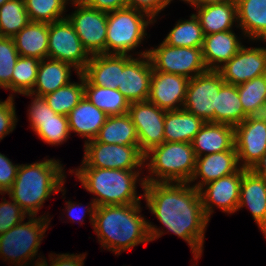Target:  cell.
Listing matches in <instances>:
<instances>
[{"label":"cell","mask_w":266,"mask_h":266,"mask_svg":"<svg viewBox=\"0 0 266 266\" xmlns=\"http://www.w3.org/2000/svg\"><path fill=\"white\" fill-rule=\"evenodd\" d=\"M7 1H9V0H0V7Z\"/></svg>","instance_id":"cell-53"},{"label":"cell","mask_w":266,"mask_h":266,"mask_svg":"<svg viewBox=\"0 0 266 266\" xmlns=\"http://www.w3.org/2000/svg\"><path fill=\"white\" fill-rule=\"evenodd\" d=\"M204 32L195 14L189 20H179L163 40L172 47L202 48Z\"/></svg>","instance_id":"cell-34"},{"label":"cell","mask_w":266,"mask_h":266,"mask_svg":"<svg viewBox=\"0 0 266 266\" xmlns=\"http://www.w3.org/2000/svg\"><path fill=\"white\" fill-rule=\"evenodd\" d=\"M19 57L13 38L0 37V87L11 89V77Z\"/></svg>","instance_id":"cell-40"},{"label":"cell","mask_w":266,"mask_h":266,"mask_svg":"<svg viewBox=\"0 0 266 266\" xmlns=\"http://www.w3.org/2000/svg\"><path fill=\"white\" fill-rule=\"evenodd\" d=\"M153 21L147 14L131 7L108 12L106 54L128 55L141 44L147 35L146 27Z\"/></svg>","instance_id":"cell-6"},{"label":"cell","mask_w":266,"mask_h":266,"mask_svg":"<svg viewBox=\"0 0 266 266\" xmlns=\"http://www.w3.org/2000/svg\"><path fill=\"white\" fill-rule=\"evenodd\" d=\"M140 212V203L96 207L93 228L101 246L120 255V252L164 234Z\"/></svg>","instance_id":"cell-2"},{"label":"cell","mask_w":266,"mask_h":266,"mask_svg":"<svg viewBox=\"0 0 266 266\" xmlns=\"http://www.w3.org/2000/svg\"><path fill=\"white\" fill-rule=\"evenodd\" d=\"M248 120H255L266 123V102L259 105L247 117Z\"/></svg>","instance_id":"cell-47"},{"label":"cell","mask_w":266,"mask_h":266,"mask_svg":"<svg viewBox=\"0 0 266 266\" xmlns=\"http://www.w3.org/2000/svg\"><path fill=\"white\" fill-rule=\"evenodd\" d=\"M29 22L24 0H9L0 7V37H14Z\"/></svg>","instance_id":"cell-36"},{"label":"cell","mask_w":266,"mask_h":266,"mask_svg":"<svg viewBox=\"0 0 266 266\" xmlns=\"http://www.w3.org/2000/svg\"><path fill=\"white\" fill-rule=\"evenodd\" d=\"M59 160L44 159L33 164L19 165L16 179L6 192L29 216H36L43 203L55 192L65 194V170Z\"/></svg>","instance_id":"cell-3"},{"label":"cell","mask_w":266,"mask_h":266,"mask_svg":"<svg viewBox=\"0 0 266 266\" xmlns=\"http://www.w3.org/2000/svg\"><path fill=\"white\" fill-rule=\"evenodd\" d=\"M143 199L152 214L190 246L194 259L201 257L205 229L210 221L206 216L200 191L189 183H145Z\"/></svg>","instance_id":"cell-1"},{"label":"cell","mask_w":266,"mask_h":266,"mask_svg":"<svg viewBox=\"0 0 266 266\" xmlns=\"http://www.w3.org/2000/svg\"><path fill=\"white\" fill-rule=\"evenodd\" d=\"M12 38L19 56L48 58L49 23L30 21Z\"/></svg>","instance_id":"cell-28"},{"label":"cell","mask_w":266,"mask_h":266,"mask_svg":"<svg viewBox=\"0 0 266 266\" xmlns=\"http://www.w3.org/2000/svg\"><path fill=\"white\" fill-rule=\"evenodd\" d=\"M84 96L108 116L128 113L130 102L118 89L84 85Z\"/></svg>","instance_id":"cell-33"},{"label":"cell","mask_w":266,"mask_h":266,"mask_svg":"<svg viewBox=\"0 0 266 266\" xmlns=\"http://www.w3.org/2000/svg\"><path fill=\"white\" fill-rule=\"evenodd\" d=\"M224 82L220 73L215 70H207L190 79L183 109L205 122L214 123L217 95Z\"/></svg>","instance_id":"cell-12"},{"label":"cell","mask_w":266,"mask_h":266,"mask_svg":"<svg viewBox=\"0 0 266 266\" xmlns=\"http://www.w3.org/2000/svg\"><path fill=\"white\" fill-rule=\"evenodd\" d=\"M222 79L229 84L239 85L266 74V48L245 47L217 70Z\"/></svg>","instance_id":"cell-17"},{"label":"cell","mask_w":266,"mask_h":266,"mask_svg":"<svg viewBox=\"0 0 266 266\" xmlns=\"http://www.w3.org/2000/svg\"><path fill=\"white\" fill-rule=\"evenodd\" d=\"M244 112L249 115L266 102V74L237 85Z\"/></svg>","instance_id":"cell-39"},{"label":"cell","mask_w":266,"mask_h":266,"mask_svg":"<svg viewBox=\"0 0 266 266\" xmlns=\"http://www.w3.org/2000/svg\"><path fill=\"white\" fill-rule=\"evenodd\" d=\"M229 0H188L187 3L191 4L194 7H201L211 4H218V3H224Z\"/></svg>","instance_id":"cell-50"},{"label":"cell","mask_w":266,"mask_h":266,"mask_svg":"<svg viewBox=\"0 0 266 266\" xmlns=\"http://www.w3.org/2000/svg\"><path fill=\"white\" fill-rule=\"evenodd\" d=\"M43 258H39V260L35 261L36 263L35 266H48V263L46 262L47 260L43 259ZM39 261V262H38Z\"/></svg>","instance_id":"cell-51"},{"label":"cell","mask_w":266,"mask_h":266,"mask_svg":"<svg viewBox=\"0 0 266 266\" xmlns=\"http://www.w3.org/2000/svg\"><path fill=\"white\" fill-rule=\"evenodd\" d=\"M90 57L67 18L49 23V59L69 63L81 73Z\"/></svg>","instance_id":"cell-10"},{"label":"cell","mask_w":266,"mask_h":266,"mask_svg":"<svg viewBox=\"0 0 266 266\" xmlns=\"http://www.w3.org/2000/svg\"><path fill=\"white\" fill-rule=\"evenodd\" d=\"M66 209H67V213H68V216H70L69 218H70V220L72 219L73 221L76 219V221L77 220H80V222L82 221L83 222V217H84V215H85V213H86V211H84L85 209H84V207H81V205H80V208L79 209H81L84 213H82V212H80V211H77V206H76V203H73V202H71V201H67L66 202ZM79 207V206H78ZM78 209V210H79ZM80 212V213H77V214H80L81 215V213L83 214V215H75L74 213L75 212Z\"/></svg>","instance_id":"cell-48"},{"label":"cell","mask_w":266,"mask_h":266,"mask_svg":"<svg viewBox=\"0 0 266 266\" xmlns=\"http://www.w3.org/2000/svg\"><path fill=\"white\" fill-rule=\"evenodd\" d=\"M78 76L81 81L80 83L70 82L56 91L43 96L49 107L57 114L67 116L70 111L83 99L84 76L82 73H79Z\"/></svg>","instance_id":"cell-35"},{"label":"cell","mask_w":266,"mask_h":266,"mask_svg":"<svg viewBox=\"0 0 266 266\" xmlns=\"http://www.w3.org/2000/svg\"><path fill=\"white\" fill-rule=\"evenodd\" d=\"M16 112L13 95H9L5 101L0 102V140L15 129Z\"/></svg>","instance_id":"cell-42"},{"label":"cell","mask_w":266,"mask_h":266,"mask_svg":"<svg viewBox=\"0 0 266 266\" xmlns=\"http://www.w3.org/2000/svg\"><path fill=\"white\" fill-rule=\"evenodd\" d=\"M75 175L82 186L97 198H93L86 210L90 222L94 226V212L96 207L109 205H126L140 203L142 195L136 192V182L141 180V187L145 186V179H138L139 170L106 169L96 167H79Z\"/></svg>","instance_id":"cell-4"},{"label":"cell","mask_w":266,"mask_h":266,"mask_svg":"<svg viewBox=\"0 0 266 266\" xmlns=\"http://www.w3.org/2000/svg\"><path fill=\"white\" fill-rule=\"evenodd\" d=\"M67 117L70 133H78L80 137H85L87 142L96 138L108 115L84 96Z\"/></svg>","instance_id":"cell-26"},{"label":"cell","mask_w":266,"mask_h":266,"mask_svg":"<svg viewBox=\"0 0 266 266\" xmlns=\"http://www.w3.org/2000/svg\"><path fill=\"white\" fill-rule=\"evenodd\" d=\"M127 7L147 14L155 22V16L165 9L171 2L169 0H126Z\"/></svg>","instance_id":"cell-44"},{"label":"cell","mask_w":266,"mask_h":266,"mask_svg":"<svg viewBox=\"0 0 266 266\" xmlns=\"http://www.w3.org/2000/svg\"><path fill=\"white\" fill-rule=\"evenodd\" d=\"M242 43L233 30L207 34L202 46V57L208 70L217 71L240 49Z\"/></svg>","instance_id":"cell-23"},{"label":"cell","mask_w":266,"mask_h":266,"mask_svg":"<svg viewBox=\"0 0 266 266\" xmlns=\"http://www.w3.org/2000/svg\"><path fill=\"white\" fill-rule=\"evenodd\" d=\"M50 265L48 266H84V259H85V255L86 254H80V255H74V254H67V253H63V254H56L57 257H55V255H53L52 253L50 254ZM54 256V257H53Z\"/></svg>","instance_id":"cell-45"},{"label":"cell","mask_w":266,"mask_h":266,"mask_svg":"<svg viewBox=\"0 0 266 266\" xmlns=\"http://www.w3.org/2000/svg\"><path fill=\"white\" fill-rule=\"evenodd\" d=\"M95 139L107 144L139 145L136 127L128 113L108 116Z\"/></svg>","instance_id":"cell-32"},{"label":"cell","mask_w":266,"mask_h":266,"mask_svg":"<svg viewBox=\"0 0 266 266\" xmlns=\"http://www.w3.org/2000/svg\"><path fill=\"white\" fill-rule=\"evenodd\" d=\"M237 26L251 40L266 42V0H235ZM239 23V24H238Z\"/></svg>","instance_id":"cell-27"},{"label":"cell","mask_w":266,"mask_h":266,"mask_svg":"<svg viewBox=\"0 0 266 266\" xmlns=\"http://www.w3.org/2000/svg\"><path fill=\"white\" fill-rule=\"evenodd\" d=\"M138 54L140 58H133L131 54L123 55V70L117 88L130 103L148 101L150 94L153 67L147 55L148 50Z\"/></svg>","instance_id":"cell-14"},{"label":"cell","mask_w":266,"mask_h":266,"mask_svg":"<svg viewBox=\"0 0 266 266\" xmlns=\"http://www.w3.org/2000/svg\"><path fill=\"white\" fill-rule=\"evenodd\" d=\"M235 127L228 124L205 122L192 141L196 157L224 152L235 146Z\"/></svg>","instance_id":"cell-24"},{"label":"cell","mask_w":266,"mask_h":266,"mask_svg":"<svg viewBox=\"0 0 266 266\" xmlns=\"http://www.w3.org/2000/svg\"><path fill=\"white\" fill-rule=\"evenodd\" d=\"M29 111V121L33 131L42 141L58 145L69 138L68 117L57 114L43 96L34 95Z\"/></svg>","instance_id":"cell-15"},{"label":"cell","mask_w":266,"mask_h":266,"mask_svg":"<svg viewBox=\"0 0 266 266\" xmlns=\"http://www.w3.org/2000/svg\"><path fill=\"white\" fill-rule=\"evenodd\" d=\"M153 70L178 74L192 79L206 72L202 48L172 47L164 41L157 48L148 50Z\"/></svg>","instance_id":"cell-8"},{"label":"cell","mask_w":266,"mask_h":266,"mask_svg":"<svg viewBox=\"0 0 266 266\" xmlns=\"http://www.w3.org/2000/svg\"><path fill=\"white\" fill-rule=\"evenodd\" d=\"M144 161H149L146 166L151 173L144 177L145 183H189L195 170L196 156L192 143L163 142L147 152Z\"/></svg>","instance_id":"cell-5"},{"label":"cell","mask_w":266,"mask_h":266,"mask_svg":"<svg viewBox=\"0 0 266 266\" xmlns=\"http://www.w3.org/2000/svg\"><path fill=\"white\" fill-rule=\"evenodd\" d=\"M241 167L235 146L231 150L196 157L195 170L189 184L196 179L201 181L193 185L200 190L204 185L221 177L237 172Z\"/></svg>","instance_id":"cell-20"},{"label":"cell","mask_w":266,"mask_h":266,"mask_svg":"<svg viewBox=\"0 0 266 266\" xmlns=\"http://www.w3.org/2000/svg\"><path fill=\"white\" fill-rule=\"evenodd\" d=\"M19 165L13 164L7 156L0 153V194H5L14 184Z\"/></svg>","instance_id":"cell-43"},{"label":"cell","mask_w":266,"mask_h":266,"mask_svg":"<svg viewBox=\"0 0 266 266\" xmlns=\"http://www.w3.org/2000/svg\"><path fill=\"white\" fill-rule=\"evenodd\" d=\"M28 222L19 223L0 235V256L13 264L28 266L38 253V247L44 238L50 219L46 215L37 218L29 216ZM32 259V260H31ZM28 260V261H27Z\"/></svg>","instance_id":"cell-7"},{"label":"cell","mask_w":266,"mask_h":266,"mask_svg":"<svg viewBox=\"0 0 266 266\" xmlns=\"http://www.w3.org/2000/svg\"><path fill=\"white\" fill-rule=\"evenodd\" d=\"M31 22L52 23L65 19L66 4L62 0H24Z\"/></svg>","instance_id":"cell-38"},{"label":"cell","mask_w":266,"mask_h":266,"mask_svg":"<svg viewBox=\"0 0 266 266\" xmlns=\"http://www.w3.org/2000/svg\"><path fill=\"white\" fill-rule=\"evenodd\" d=\"M3 200L0 203V235L24 221L27 215L13 199L12 202Z\"/></svg>","instance_id":"cell-41"},{"label":"cell","mask_w":266,"mask_h":266,"mask_svg":"<svg viewBox=\"0 0 266 266\" xmlns=\"http://www.w3.org/2000/svg\"><path fill=\"white\" fill-rule=\"evenodd\" d=\"M205 121L185 109L166 111L164 119L165 142L192 143Z\"/></svg>","instance_id":"cell-29"},{"label":"cell","mask_w":266,"mask_h":266,"mask_svg":"<svg viewBox=\"0 0 266 266\" xmlns=\"http://www.w3.org/2000/svg\"><path fill=\"white\" fill-rule=\"evenodd\" d=\"M85 5L103 12H112L127 7L126 0H81Z\"/></svg>","instance_id":"cell-46"},{"label":"cell","mask_w":266,"mask_h":266,"mask_svg":"<svg viewBox=\"0 0 266 266\" xmlns=\"http://www.w3.org/2000/svg\"><path fill=\"white\" fill-rule=\"evenodd\" d=\"M234 142L240 167L251 169L266 152V123L246 118L235 127Z\"/></svg>","instance_id":"cell-19"},{"label":"cell","mask_w":266,"mask_h":266,"mask_svg":"<svg viewBox=\"0 0 266 266\" xmlns=\"http://www.w3.org/2000/svg\"><path fill=\"white\" fill-rule=\"evenodd\" d=\"M74 6L77 9L66 18L74 27L83 47L90 55L106 54L107 12L93 9L82 1Z\"/></svg>","instance_id":"cell-11"},{"label":"cell","mask_w":266,"mask_h":266,"mask_svg":"<svg viewBox=\"0 0 266 266\" xmlns=\"http://www.w3.org/2000/svg\"><path fill=\"white\" fill-rule=\"evenodd\" d=\"M189 81L182 75L153 70L148 101L166 111L182 109Z\"/></svg>","instance_id":"cell-18"},{"label":"cell","mask_w":266,"mask_h":266,"mask_svg":"<svg viewBox=\"0 0 266 266\" xmlns=\"http://www.w3.org/2000/svg\"><path fill=\"white\" fill-rule=\"evenodd\" d=\"M195 8L197 9L195 16L204 35L232 30L234 22H237L235 0Z\"/></svg>","instance_id":"cell-30"},{"label":"cell","mask_w":266,"mask_h":266,"mask_svg":"<svg viewBox=\"0 0 266 266\" xmlns=\"http://www.w3.org/2000/svg\"><path fill=\"white\" fill-rule=\"evenodd\" d=\"M250 170L254 174L266 179V152Z\"/></svg>","instance_id":"cell-49"},{"label":"cell","mask_w":266,"mask_h":266,"mask_svg":"<svg viewBox=\"0 0 266 266\" xmlns=\"http://www.w3.org/2000/svg\"><path fill=\"white\" fill-rule=\"evenodd\" d=\"M128 114L136 127L139 150L145 156L152 148L165 142L164 119L166 110L149 102L130 103Z\"/></svg>","instance_id":"cell-13"},{"label":"cell","mask_w":266,"mask_h":266,"mask_svg":"<svg viewBox=\"0 0 266 266\" xmlns=\"http://www.w3.org/2000/svg\"><path fill=\"white\" fill-rule=\"evenodd\" d=\"M62 1H63L65 4H68V1H69V0H62ZM70 1H72L71 4L74 5L75 3H78V2H80L81 0H70Z\"/></svg>","instance_id":"cell-52"},{"label":"cell","mask_w":266,"mask_h":266,"mask_svg":"<svg viewBox=\"0 0 266 266\" xmlns=\"http://www.w3.org/2000/svg\"><path fill=\"white\" fill-rule=\"evenodd\" d=\"M247 117L240 101L237 85L224 82L217 95L214 123L236 127Z\"/></svg>","instance_id":"cell-31"},{"label":"cell","mask_w":266,"mask_h":266,"mask_svg":"<svg viewBox=\"0 0 266 266\" xmlns=\"http://www.w3.org/2000/svg\"><path fill=\"white\" fill-rule=\"evenodd\" d=\"M122 70L123 55L94 54L81 73L84 76V85L117 89Z\"/></svg>","instance_id":"cell-21"},{"label":"cell","mask_w":266,"mask_h":266,"mask_svg":"<svg viewBox=\"0 0 266 266\" xmlns=\"http://www.w3.org/2000/svg\"><path fill=\"white\" fill-rule=\"evenodd\" d=\"M244 206L266 237V179L248 169L242 176L237 211Z\"/></svg>","instance_id":"cell-22"},{"label":"cell","mask_w":266,"mask_h":266,"mask_svg":"<svg viewBox=\"0 0 266 266\" xmlns=\"http://www.w3.org/2000/svg\"><path fill=\"white\" fill-rule=\"evenodd\" d=\"M40 61L31 57H18L11 77V93L23 95L33 90Z\"/></svg>","instance_id":"cell-37"},{"label":"cell","mask_w":266,"mask_h":266,"mask_svg":"<svg viewBox=\"0 0 266 266\" xmlns=\"http://www.w3.org/2000/svg\"><path fill=\"white\" fill-rule=\"evenodd\" d=\"M84 147L80 167L135 170L145 163L139 145L107 144L93 139L85 142Z\"/></svg>","instance_id":"cell-9"},{"label":"cell","mask_w":266,"mask_h":266,"mask_svg":"<svg viewBox=\"0 0 266 266\" xmlns=\"http://www.w3.org/2000/svg\"><path fill=\"white\" fill-rule=\"evenodd\" d=\"M72 67L77 74L80 73L73 65L64 61L49 58L42 59L38 67L37 79L33 90L23 95L31 97L33 95L45 96L67 85L70 83Z\"/></svg>","instance_id":"cell-25"},{"label":"cell","mask_w":266,"mask_h":266,"mask_svg":"<svg viewBox=\"0 0 266 266\" xmlns=\"http://www.w3.org/2000/svg\"><path fill=\"white\" fill-rule=\"evenodd\" d=\"M247 170L240 168L237 172L216 179L199 190L203 210L209 220L215 205L228 214L237 211L242 176Z\"/></svg>","instance_id":"cell-16"}]
</instances>
